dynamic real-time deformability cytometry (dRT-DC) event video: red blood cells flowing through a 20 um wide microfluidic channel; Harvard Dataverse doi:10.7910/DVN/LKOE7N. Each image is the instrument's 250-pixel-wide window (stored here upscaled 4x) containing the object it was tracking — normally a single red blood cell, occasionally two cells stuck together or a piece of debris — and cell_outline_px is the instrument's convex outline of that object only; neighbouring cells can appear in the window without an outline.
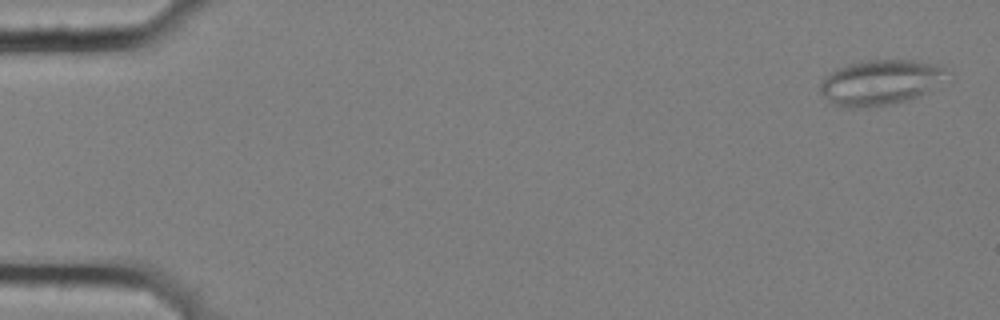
{"species": "common noctule bat (a hibernating species)", "species_latin": "Nyctalus noctula", "temperature_condition": "cold", "stored_images_in_passage": 10, "camera_frame_rate_fps": 3000, "um_per_image_px": 0.085, "animal": {"sex": "female", "body_mass_g": 25.1}, "frame": {"image": 1, "passage_image": 2, "time_ms": 0.333, "image_size_px": [1000, 320], "cell_outline_px": [[952, 72], [924, 92], [908, 100], [868, 108], [844, 108], [836, 104], [824, 96], [820, 92], [820, 84], [824, 76], [836, 68], [848, 64], [868, 60], [912, 60], [932, 64], [948, 68]], "centroid_in_image_um": [74.78, 6.99], "position_along_channel_um": 10.2, "area_um2": 33.06}}